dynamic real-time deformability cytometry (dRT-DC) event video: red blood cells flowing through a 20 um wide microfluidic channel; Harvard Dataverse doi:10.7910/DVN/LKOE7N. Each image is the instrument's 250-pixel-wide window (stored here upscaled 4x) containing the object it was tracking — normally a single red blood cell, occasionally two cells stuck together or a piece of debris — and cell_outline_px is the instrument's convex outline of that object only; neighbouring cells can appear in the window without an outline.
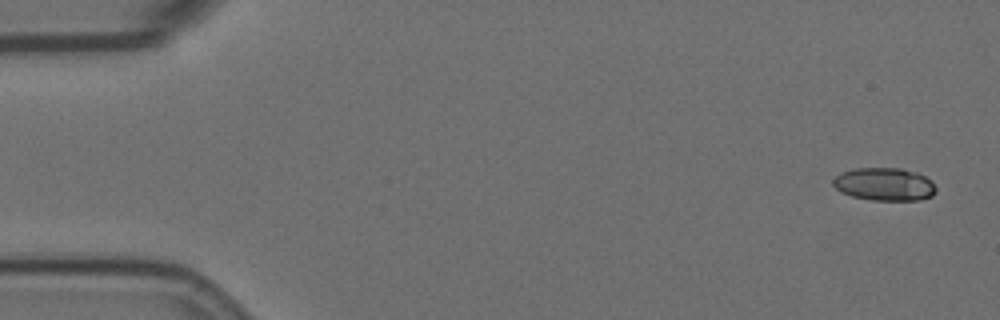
{"species": "Egyptian fruit bat (a non-hibernating species)", "species_latin": "Rousettus aegyptiacus", "temperature_condition": "room temperature", "stored_images_in_passage": 56, "camera_frame_rate_fps": 3000, "um_per_image_px": 0.085, "animal": {"sex": "female"}, "frame": {"image": 1, "passage_image": 1, "time_ms": 0.0, "image_size_px": [1000, 320], "cell_outline_px": [[936, 192], [932, 196], [920, 200], [872, 200], [852, 196], [840, 192], [832, 184], [832, 180], [840, 172], [856, 168], [900, 168], [916, 172], [932, 180], [936, 188]], "centroid_in_image_um": [75.18, 15.66], "position_along_channel_um": 9.8, "area_um2": 19.88}}
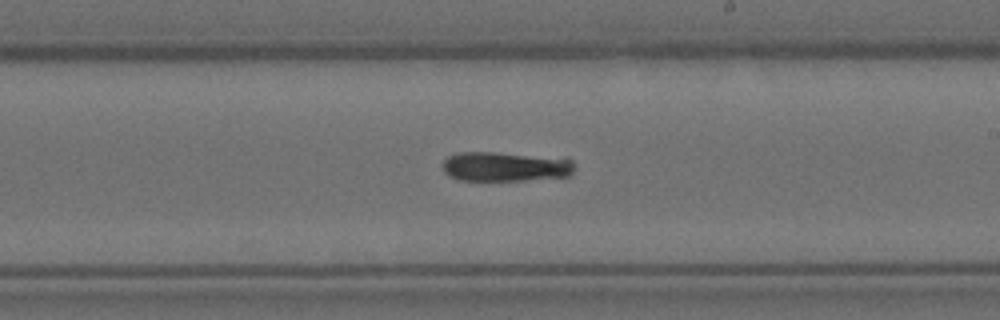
{"frame": {"image": 2, "passage_image": 32, "time_ms": 10.333, "image_size_px": [1000, 320], "cell_outline_px": [[572, 172], [568, 176], [524, 180], [460, 180], [448, 176], [444, 172], [444, 160], [448, 156], [460, 152], [492, 152], [572, 160]], "centroid_in_image_um": [42.85, 14.17], "position_along_channel_um": 246.1, "area_um2": 22.08}}
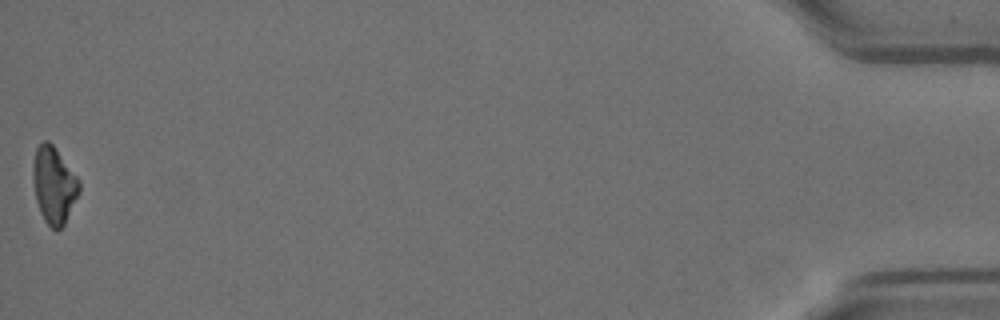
{"frame": {"image": 3, "passage_image": 56, "time_ms": 18.333, "image_size_px": [1000, 320], "cell_outline_px": [[80, 192], [64, 224], [56, 232], [44, 220], [40, 212], [36, 200], [32, 176], [32, 164], [36, 148], [44, 140], [48, 140], [56, 148], [80, 180]], "centroid_in_image_um": [4.58, 15.72], "position_along_channel_um": 430.6, "area_um2": 20.81}}